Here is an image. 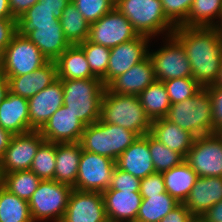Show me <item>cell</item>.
I'll return each mask as SVG.
<instances>
[{
    "mask_svg": "<svg viewBox=\"0 0 222 222\" xmlns=\"http://www.w3.org/2000/svg\"><path fill=\"white\" fill-rule=\"evenodd\" d=\"M192 217L191 212L183 203H180L159 222H189Z\"/></svg>",
    "mask_w": 222,
    "mask_h": 222,
    "instance_id": "bcb514c9",
    "label": "cell"
},
{
    "mask_svg": "<svg viewBox=\"0 0 222 222\" xmlns=\"http://www.w3.org/2000/svg\"><path fill=\"white\" fill-rule=\"evenodd\" d=\"M156 81L154 65L149 55L124 74L115 78L107 88L115 94L138 96Z\"/></svg>",
    "mask_w": 222,
    "mask_h": 222,
    "instance_id": "ac0fdd59",
    "label": "cell"
},
{
    "mask_svg": "<svg viewBox=\"0 0 222 222\" xmlns=\"http://www.w3.org/2000/svg\"><path fill=\"white\" fill-rule=\"evenodd\" d=\"M215 28L222 34V13L218 23L215 25Z\"/></svg>",
    "mask_w": 222,
    "mask_h": 222,
    "instance_id": "9f6ffc18",
    "label": "cell"
},
{
    "mask_svg": "<svg viewBox=\"0 0 222 222\" xmlns=\"http://www.w3.org/2000/svg\"><path fill=\"white\" fill-rule=\"evenodd\" d=\"M56 143L44 141L38 148L30 170L41 180H53L56 167Z\"/></svg>",
    "mask_w": 222,
    "mask_h": 222,
    "instance_id": "d590c367",
    "label": "cell"
},
{
    "mask_svg": "<svg viewBox=\"0 0 222 222\" xmlns=\"http://www.w3.org/2000/svg\"><path fill=\"white\" fill-rule=\"evenodd\" d=\"M72 2L90 24L109 13L115 5L112 0H72Z\"/></svg>",
    "mask_w": 222,
    "mask_h": 222,
    "instance_id": "ab89813d",
    "label": "cell"
},
{
    "mask_svg": "<svg viewBox=\"0 0 222 222\" xmlns=\"http://www.w3.org/2000/svg\"><path fill=\"white\" fill-rule=\"evenodd\" d=\"M138 98L151 121L165 118L171 106L166 87L161 81L150 84Z\"/></svg>",
    "mask_w": 222,
    "mask_h": 222,
    "instance_id": "f1b7e54d",
    "label": "cell"
},
{
    "mask_svg": "<svg viewBox=\"0 0 222 222\" xmlns=\"http://www.w3.org/2000/svg\"><path fill=\"white\" fill-rule=\"evenodd\" d=\"M148 147L155 172L162 173L170 170L184 161V157L180 153L170 150L150 133H148Z\"/></svg>",
    "mask_w": 222,
    "mask_h": 222,
    "instance_id": "e575fe53",
    "label": "cell"
},
{
    "mask_svg": "<svg viewBox=\"0 0 222 222\" xmlns=\"http://www.w3.org/2000/svg\"><path fill=\"white\" fill-rule=\"evenodd\" d=\"M6 78L9 83V92L29 99L58 79L57 64L55 61H48L31 74Z\"/></svg>",
    "mask_w": 222,
    "mask_h": 222,
    "instance_id": "d6986e66",
    "label": "cell"
},
{
    "mask_svg": "<svg viewBox=\"0 0 222 222\" xmlns=\"http://www.w3.org/2000/svg\"><path fill=\"white\" fill-rule=\"evenodd\" d=\"M166 192L184 203L198 178L197 173L184 160L180 165L162 172Z\"/></svg>",
    "mask_w": 222,
    "mask_h": 222,
    "instance_id": "83f0119b",
    "label": "cell"
},
{
    "mask_svg": "<svg viewBox=\"0 0 222 222\" xmlns=\"http://www.w3.org/2000/svg\"><path fill=\"white\" fill-rule=\"evenodd\" d=\"M189 222H207L202 216H193Z\"/></svg>",
    "mask_w": 222,
    "mask_h": 222,
    "instance_id": "db71d44e",
    "label": "cell"
},
{
    "mask_svg": "<svg viewBox=\"0 0 222 222\" xmlns=\"http://www.w3.org/2000/svg\"><path fill=\"white\" fill-rule=\"evenodd\" d=\"M150 134L170 150L180 153L184 158L195 139L191 133L166 118L152 121Z\"/></svg>",
    "mask_w": 222,
    "mask_h": 222,
    "instance_id": "d4e9b609",
    "label": "cell"
},
{
    "mask_svg": "<svg viewBox=\"0 0 222 222\" xmlns=\"http://www.w3.org/2000/svg\"><path fill=\"white\" fill-rule=\"evenodd\" d=\"M219 136L222 138V130L218 132Z\"/></svg>",
    "mask_w": 222,
    "mask_h": 222,
    "instance_id": "680465c9",
    "label": "cell"
},
{
    "mask_svg": "<svg viewBox=\"0 0 222 222\" xmlns=\"http://www.w3.org/2000/svg\"><path fill=\"white\" fill-rule=\"evenodd\" d=\"M202 217L207 222H222V201L209 208Z\"/></svg>",
    "mask_w": 222,
    "mask_h": 222,
    "instance_id": "681fc988",
    "label": "cell"
},
{
    "mask_svg": "<svg viewBox=\"0 0 222 222\" xmlns=\"http://www.w3.org/2000/svg\"><path fill=\"white\" fill-rule=\"evenodd\" d=\"M140 181L139 178L116 166L112 174L111 184L107 190L139 192Z\"/></svg>",
    "mask_w": 222,
    "mask_h": 222,
    "instance_id": "b9f144b4",
    "label": "cell"
},
{
    "mask_svg": "<svg viewBox=\"0 0 222 222\" xmlns=\"http://www.w3.org/2000/svg\"><path fill=\"white\" fill-rule=\"evenodd\" d=\"M139 136L115 124H106L101 119L84 128L80 144L82 150L103 155L117 161L118 157Z\"/></svg>",
    "mask_w": 222,
    "mask_h": 222,
    "instance_id": "8992f818",
    "label": "cell"
},
{
    "mask_svg": "<svg viewBox=\"0 0 222 222\" xmlns=\"http://www.w3.org/2000/svg\"><path fill=\"white\" fill-rule=\"evenodd\" d=\"M184 160L198 177H222V138L218 133L196 137Z\"/></svg>",
    "mask_w": 222,
    "mask_h": 222,
    "instance_id": "8fae6325",
    "label": "cell"
},
{
    "mask_svg": "<svg viewBox=\"0 0 222 222\" xmlns=\"http://www.w3.org/2000/svg\"><path fill=\"white\" fill-rule=\"evenodd\" d=\"M71 1L72 0H39L38 2L42 4V6L53 11L56 19H60L62 17L63 10Z\"/></svg>",
    "mask_w": 222,
    "mask_h": 222,
    "instance_id": "c3c4849f",
    "label": "cell"
},
{
    "mask_svg": "<svg viewBox=\"0 0 222 222\" xmlns=\"http://www.w3.org/2000/svg\"><path fill=\"white\" fill-rule=\"evenodd\" d=\"M166 17L177 27L186 19L194 0H160Z\"/></svg>",
    "mask_w": 222,
    "mask_h": 222,
    "instance_id": "60d3db41",
    "label": "cell"
},
{
    "mask_svg": "<svg viewBox=\"0 0 222 222\" xmlns=\"http://www.w3.org/2000/svg\"><path fill=\"white\" fill-rule=\"evenodd\" d=\"M17 32V20L15 18L0 19V55Z\"/></svg>",
    "mask_w": 222,
    "mask_h": 222,
    "instance_id": "f6af8a7d",
    "label": "cell"
},
{
    "mask_svg": "<svg viewBox=\"0 0 222 222\" xmlns=\"http://www.w3.org/2000/svg\"><path fill=\"white\" fill-rule=\"evenodd\" d=\"M171 104L183 102L198 93L203 87L192 77L176 78L163 82Z\"/></svg>",
    "mask_w": 222,
    "mask_h": 222,
    "instance_id": "f35d334b",
    "label": "cell"
},
{
    "mask_svg": "<svg viewBox=\"0 0 222 222\" xmlns=\"http://www.w3.org/2000/svg\"><path fill=\"white\" fill-rule=\"evenodd\" d=\"M14 18L9 7V0H0V19Z\"/></svg>",
    "mask_w": 222,
    "mask_h": 222,
    "instance_id": "f5cc1de1",
    "label": "cell"
},
{
    "mask_svg": "<svg viewBox=\"0 0 222 222\" xmlns=\"http://www.w3.org/2000/svg\"><path fill=\"white\" fill-rule=\"evenodd\" d=\"M47 62L37 46L17 32L0 55V72L5 77L31 74Z\"/></svg>",
    "mask_w": 222,
    "mask_h": 222,
    "instance_id": "ba28073f",
    "label": "cell"
},
{
    "mask_svg": "<svg viewBox=\"0 0 222 222\" xmlns=\"http://www.w3.org/2000/svg\"><path fill=\"white\" fill-rule=\"evenodd\" d=\"M220 201H222V177H198L183 204L193 216H202Z\"/></svg>",
    "mask_w": 222,
    "mask_h": 222,
    "instance_id": "44dd1931",
    "label": "cell"
},
{
    "mask_svg": "<svg viewBox=\"0 0 222 222\" xmlns=\"http://www.w3.org/2000/svg\"><path fill=\"white\" fill-rule=\"evenodd\" d=\"M150 40L149 37L139 35L135 39L110 48L108 69L101 79L105 87L149 55V42H152Z\"/></svg>",
    "mask_w": 222,
    "mask_h": 222,
    "instance_id": "4fadbf2b",
    "label": "cell"
},
{
    "mask_svg": "<svg viewBox=\"0 0 222 222\" xmlns=\"http://www.w3.org/2000/svg\"><path fill=\"white\" fill-rule=\"evenodd\" d=\"M9 92V83L7 78L0 72V103Z\"/></svg>",
    "mask_w": 222,
    "mask_h": 222,
    "instance_id": "816d5d0a",
    "label": "cell"
},
{
    "mask_svg": "<svg viewBox=\"0 0 222 222\" xmlns=\"http://www.w3.org/2000/svg\"><path fill=\"white\" fill-rule=\"evenodd\" d=\"M165 118L188 131L195 138L215 134L212 100L206 87L183 102L171 104Z\"/></svg>",
    "mask_w": 222,
    "mask_h": 222,
    "instance_id": "5b68a950",
    "label": "cell"
},
{
    "mask_svg": "<svg viewBox=\"0 0 222 222\" xmlns=\"http://www.w3.org/2000/svg\"><path fill=\"white\" fill-rule=\"evenodd\" d=\"M116 166L140 180L155 173L150 150L148 133L139 136L117 159Z\"/></svg>",
    "mask_w": 222,
    "mask_h": 222,
    "instance_id": "7402d4cb",
    "label": "cell"
},
{
    "mask_svg": "<svg viewBox=\"0 0 222 222\" xmlns=\"http://www.w3.org/2000/svg\"><path fill=\"white\" fill-rule=\"evenodd\" d=\"M39 0H9V7L12 16L18 20L23 13L32 7Z\"/></svg>",
    "mask_w": 222,
    "mask_h": 222,
    "instance_id": "7dc6e473",
    "label": "cell"
},
{
    "mask_svg": "<svg viewBox=\"0 0 222 222\" xmlns=\"http://www.w3.org/2000/svg\"><path fill=\"white\" fill-rule=\"evenodd\" d=\"M100 119L135 132L138 136L150 133L152 121L146 115L138 96L112 93L107 87L101 102Z\"/></svg>",
    "mask_w": 222,
    "mask_h": 222,
    "instance_id": "3957f363",
    "label": "cell"
},
{
    "mask_svg": "<svg viewBox=\"0 0 222 222\" xmlns=\"http://www.w3.org/2000/svg\"><path fill=\"white\" fill-rule=\"evenodd\" d=\"M114 7L132 24L135 31L151 38L173 34L176 26L166 17L160 0H117Z\"/></svg>",
    "mask_w": 222,
    "mask_h": 222,
    "instance_id": "277c9868",
    "label": "cell"
},
{
    "mask_svg": "<svg viewBox=\"0 0 222 222\" xmlns=\"http://www.w3.org/2000/svg\"><path fill=\"white\" fill-rule=\"evenodd\" d=\"M72 190L55 180H41L28 201L33 222H61Z\"/></svg>",
    "mask_w": 222,
    "mask_h": 222,
    "instance_id": "52a82bcc",
    "label": "cell"
},
{
    "mask_svg": "<svg viewBox=\"0 0 222 222\" xmlns=\"http://www.w3.org/2000/svg\"><path fill=\"white\" fill-rule=\"evenodd\" d=\"M26 37L37 46L48 61H55L71 45L65 38L59 19L53 25L35 26Z\"/></svg>",
    "mask_w": 222,
    "mask_h": 222,
    "instance_id": "603a6c76",
    "label": "cell"
},
{
    "mask_svg": "<svg viewBox=\"0 0 222 222\" xmlns=\"http://www.w3.org/2000/svg\"><path fill=\"white\" fill-rule=\"evenodd\" d=\"M163 39V46L156 51L149 48L156 81L192 77L191 65L182 44L173 35L165 36Z\"/></svg>",
    "mask_w": 222,
    "mask_h": 222,
    "instance_id": "9c48e42d",
    "label": "cell"
},
{
    "mask_svg": "<svg viewBox=\"0 0 222 222\" xmlns=\"http://www.w3.org/2000/svg\"><path fill=\"white\" fill-rule=\"evenodd\" d=\"M221 13L222 0H194L187 19L181 25L187 27H215Z\"/></svg>",
    "mask_w": 222,
    "mask_h": 222,
    "instance_id": "f546056e",
    "label": "cell"
},
{
    "mask_svg": "<svg viewBox=\"0 0 222 222\" xmlns=\"http://www.w3.org/2000/svg\"><path fill=\"white\" fill-rule=\"evenodd\" d=\"M13 134L10 131L3 129L0 126V160L4 155L5 150L8 148Z\"/></svg>",
    "mask_w": 222,
    "mask_h": 222,
    "instance_id": "f907efd6",
    "label": "cell"
},
{
    "mask_svg": "<svg viewBox=\"0 0 222 222\" xmlns=\"http://www.w3.org/2000/svg\"><path fill=\"white\" fill-rule=\"evenodd\" d=\"M138 36L129 20L114 7L98 21L90 24L87 40L112 48Z\"/></svg>",
    "mask_w": 222,
    "mask_h": 222,
    "instance_id": "7c38bea8",
    "label": "cell"
},
{
    "mask_svg": "<svg viewBox=\"0 0 222 222\" xmlns=\"http://www.w3.org/2000/svg\"><path fill=\"white\" fill-rule=\"evenodd\" d=\"M45 141L39 131L13 135L1 158L3 175L15 171L30 170L39 146Z\"/></svg>",
    "mask_w": 222,
    "mask_h": 222,
    "instance_id": "5bb4252c",
    "label": "cell"
},
{
    "mask_svg": "<svg viewBox=\"0 0 222 222\" xmlns=\"http://www.w3.org/2000/svg\"><path fill=\"white\" fill-rule=\"evenodd\" d=\"M0 126L13 135L30 132L28 99L8 92L0 103Z\"/></svg>",
    "mask_w": 222,
    "mask_h": 222,
    "instance_id": "cb8c5ba5",
    "label": "cell"
},
{
    "mask_svg": "<svg viewBox=\"0 0 222 222\" xmlns=\"http://www.w3.org/2000/svg\"><path fill=\"white\" fill-rule=\"evenodd\" d=\"M57 20L53 11L37 2L17 20L18 32L26 35L30 30L35 29V26L53 25Z\"/></svg>",
    "mask_w": 222,
    "mask_h": 222,
    "instance_id": "8d00e7d4",
    "label": "cell"
},
{
    "mask_svg": "<svg viewBox=\"0 0 222 222\" xmlns=\"http://www.w3.org/2000/svg\"><path fill=\"white\" fill-rule=\"evenodd\" d=\"M84 51L91 72L102 79L107 72L110 58V48L92 43L88 40L78 44Z\"/></svg>",
    "mask_w": 222,
    "mask_h": 222,
    "instance_id": "74e56055",
    "label": "cell"
},
{
    "mask_svg": "<svg viewBox=\"0 0 222 222\" xmlns=\"http://www.w3.org/2000/svg\"><path fill=\"white\" fill-rule=\"evenodd\" d=\"M139 192L142 198H148V196L159 195L166 192L162 173L155 172L141 179Z\"/></svg>",
    "mask_w": 222,
    "mask_h": 222,
    "instance_id": "7bdbcfd3",
    "label": "cell"
},
{
    "mask_svg": "<svg viewBox=\"0 0 222 222\" xmlns=\"http://www.w3.org/2000/svg\"><path fill=\"white\" fill-rule=\"evenodd\" d=\"M0 222H33L28 201L0 188Z\"/></svg>",
    "mask_w": 222,
    "mask_h": 222,
    "instance_id": "d6a6232c",
    "label": "cell"
},
{
    "mask_svg": "<svg viewBox=\"0 0 222 222\" xmlns=\"http://www.w3.org/2000/svg\"><path fill=\"white\" fill-rule=\"evenodd\" d=\"M61 222H109L103 194L73 189Z\"/></svg>",
    "mask_w": 222,
    "mask_h": 222,
    "instance_id": "9a60e30c",
    "label": "cell"
},
{
    "mask_svg": "<svg viewBox=\"0 0 222 222\" xmlns=\"http://www.w3.org/2000/svg\"><path fill=\"white\" fill-rule=\"evenodd\" d=\"M64 106L85 126L101 117V102L106 87L100 78L61 80Z\"/></svg>",
    "mask_w": 222,
    "mask_h": 222,
    "instance_id": "7a4b0ae2",
    "label": "cell"
},
{
    "mask_svg": "<svg viewBox=\"0 0 222 222\" xmlns=\"http://www.w3.org/2000/svg\"><path fill=\"white\" fill-rule=\"evenodd\" d=\"M102 194L109 222H136L142 202L140 192L105 190Z\"/></svg>",
    "mask_w": 222,
    "mask_h": 222,
    "instance_id": "ffe728a7",
    "label": "cell"
},
{
    "mask_svg": "<svg viewBox=\"0 0 222 222\" xmlns=\"http://www.w3.org/2000/svg\"><path fill=\"white\" fill-rule=\"evenodd\" d=\"M206 88L212 100L213 129L218 133L222 130V86L211 84Z\"/></svg>",
    "mask_w": 222,
    "mask_h": 222,
    "instance_id": "ee69618b",
    "label": "cell"
},
{
    "mask_svg": "<svg viewBox=\"0 0 222 222\" xmlns=\"http://www.w3.org/2000/svg\"><path fill=\"white\" fill-rule=\"evenodd\" d=\"M41 179L31 170L4 174L3 187L21 199L29 201Z\"/></svg>",
    "mask_w": 222,
    "mask_h": 222,
    "instance_id": "836d02e7",
    "label": "cell"
},
{
    "mask_svg": "<svg viewBox=\"0 0 222 222\" xmlns=\"http://www.w3.org/2000/svg\"><path fill=\"white\" fill-rule=\"evenodd\" d=\"M86 126L62 105L39 130L45 141L79 142Z\"/></svg>",
    "mask_w": 222,
    "mask_h": 222,
    "instance_id": "e0dca14e",
    "label": "cell"
},
{
    "mask_svg": "<svg viewBox=\"0 0 222 222\" xmlns=\"http://www.w3.org/2000/svg\"><path fill=\"white\" fill-rule=\"evenodd\" d=\"M216 85L222 86V63H221V68L219 70V75L217 77V81L215 83Z\"/></svg>",
    "mask_w": 222,
    "mask_h": 222,
    "instance_id": "11a10c76",
    "label": "cell"
},
{
    "mask_svg": "<svg viewBox=\"0 0 222 222\" xmlns=\"http://www.w3.org/2000/svg\"><path fill=\"white\" fill-rule=\"evenodd\" d=\"M60 79L28 99L30 130L39 131L49 118L64 105Z\"/></svg>",
    "mask_w": 222,
    "mask_h": 222,
    "instance_id": "2e32d148",
    "label": "cell"
},
{
    "mask_svg": "<svg viewBox=\"0 0 222 222\" xmlns=\"http://www.w3.org/2000/svg\"><path fill=\"white\" fill-rule=\"evenodd\" d=\"M55 62L60 80L97 78L91 72L85 53L78 44L70 45Z\"/></svg>",
    "mask_w": 222,
    "mask_h": 222,
    "instance_id": "4316f807",
    "label": "cell"
},
{
    "mask_svg": "<svg viewBox=\"0 0 222 222\" xmlns=\"http://www.w3.org/2000/svg\"><path fill=\"white\" fill-rule=\"evenodd\" d=\"M59 20L65 38L71 45H77L87 40L90 23L84 19L72 1L63 10Z\"/></svg>",
    "mask_w": 222,
    "mask_h": 222,
    "instance_id": "1f68e13d",
    "label": "cell"
},
{
    "mask_svg": "<svg viewBox=\"0 0 222 222\" xmlns=\"http://www.w3.org/2000/svg\"><path fill=\"white\" fill-rule=\"evenodd\" d=\"M115 167L111 158L82 150L73 189L103 193L111 184Z\"/></svg>",
    "mask_w": 222,
    "mask_h": 222,
    "instance_id": "30bf717a",
    "label": "cell"
},
{
    "mask_svg": "<svg viewBox=\"0 0 222 222\" xmlns=\"http://www.w3.org/2000/svg\"><path fill=\"white\" fill-rule=\"evenodd\" d=\"M3 181H4V175L2 172V166H1V162H0V188L3 187Z\"/></svg>",
    "mask_w": 222,
    "mask_h": 222,
    "instance_id": "6f0895ef",
    "label": "cell"
},
{
    "mask_svg": "<svg viewBox=\"0 0 222 222\" xmlns=\"http://www.w3.org/2000/svg\"><path fill=\"white\" fill-rule=\"evenodd\" d=\"M179 204L180 202L167 192L142 198L136 222H159Z\"/></svg>",
    "mask_w": 222,
    "mask_h": 222,
    "instance_id": "4dcf8cb0",
    "label": "cell"
},
{
    "mask_svg": "<svg viewBox=\"0 0 222 222\" xmlns=\"http://www.w3.org/2000/svg\"><path fill=\"white\" fill-rule=\"evenodd\" d=\"M82 154L80 142L56 143L55 181L74 186Z\"/></svg>",
    "mask_w": 222,
    "mask_h": 222,
    "instance_id": "484cf974",
    "label": "cell"
},
{
    "mask_svg": "<svg viewBox=\"0 0 222 222\" xmlns=\"http://www.w3.org/2000/svg\"><path fill=\"white\" fill-rule=\"evenodd\" d=\"M172 35L185 49L192 78L202 87L215 84L222 63V34L215 27L179 25Z\"/></svg>",
    "mask_w": 222,
    "mask_h": 222,
    "instance_id": "6da1fadb",
    "label": "cell"
}]
</instances>
